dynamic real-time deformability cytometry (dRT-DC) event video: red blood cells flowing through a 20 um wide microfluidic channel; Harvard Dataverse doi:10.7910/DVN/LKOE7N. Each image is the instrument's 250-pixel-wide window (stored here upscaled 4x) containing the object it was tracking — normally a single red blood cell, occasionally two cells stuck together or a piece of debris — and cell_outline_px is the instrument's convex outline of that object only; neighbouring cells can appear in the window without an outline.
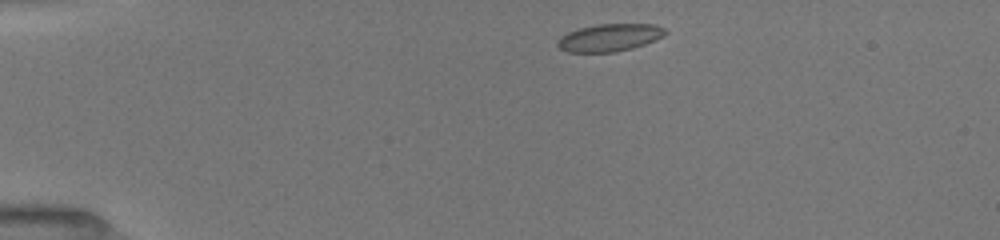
{"species": "common noctule bat (a hibernating species)", "species_latin": "Nyctalus noctula", "temperature_condition": "room temperature", "stored_images_in_passage": 3, "camera_frame_rate_fps": 3000, "um_per_image_px": 0.085, "animal": {"sex": "female", "body_mass_g": 19.5, "forearm_length_mm": 54.1}, "frame": {"image": 1, "passage_image": 1, "time_ms": 0.0, "image_size_px": [1000, 240], "cell_outline_px": [[668, 32], [664, 36], [656, 40], [632, 48], [616, 52], [568, 52], [560, 48], [556, 44], [556, 40], [560, 36], [576, 28], [596, 24], [656, 24], [664, 28]], "centroid_in_image_um": [51.8, 3.19], "position_along_channel_um": 33.2, "area_um2": 17.51}}